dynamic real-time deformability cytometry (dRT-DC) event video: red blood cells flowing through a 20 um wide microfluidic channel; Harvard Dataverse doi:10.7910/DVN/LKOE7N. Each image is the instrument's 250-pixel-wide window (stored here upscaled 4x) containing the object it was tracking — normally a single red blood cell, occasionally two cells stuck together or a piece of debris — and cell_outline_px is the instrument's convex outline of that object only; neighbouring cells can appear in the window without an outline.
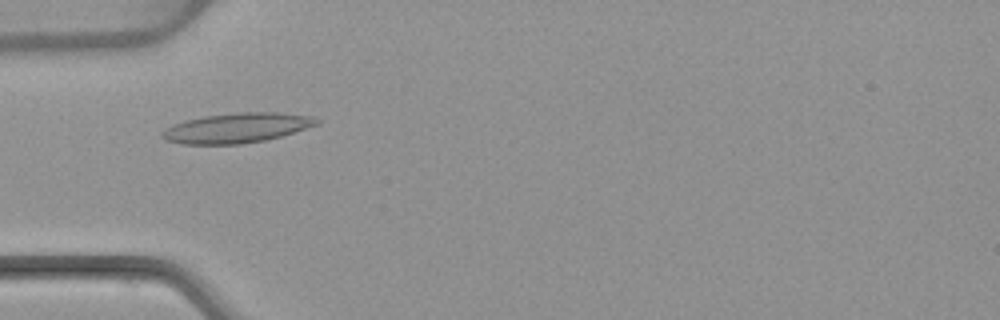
{"species": "common noctule bat (a hibernating species)", "species_latin": "Nyctalus noctula", "temperature_condition": "warm", "stored_images_in_passage": 53, "camera_frame_rate_fps": 3000, "um_per_image_px": 0.085, "animal": {"sex": "female", "body_mass_g": 22.7, "forearm_length_mm": 54.2}, "frame": {"image": 1, "passage_image": 17, "time_ms": 5.333, "image_size_px": [1000, 320], "cell_outline_px": [[320, 124], [280, 136], [264, 140], [240, 144], [184, 144], [168, 140], [160, 136], [160, 132], [184, 120], [204, 116], [236, 112], [276, 112], [312, 116], [320, 120]], "centroid_in_image_um": [20.16, 10.86], "position_along_channel_um": 64.8, "area_um2": 26.7}}
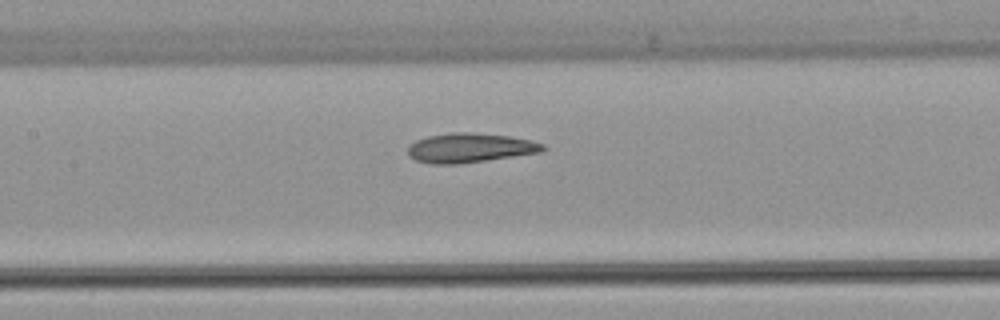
{"frame": {"image": 2, "passage_image": 25, "time_ms": 8.0, "image_size_px": [1000, 320], "cell_outline_px": [[548, 148], [540, 152], [456, 164], [432, 164], [416, 160], [408, 156], [408, 144], [416, 140], [428, 136], [452, 132], [468, 132], [508, 136], [528, 140], [544, 144]], "centroid_in_image_um": [39.89, 12.56], "position_along_channel_um": 167.5, "area_um2": 22.89}}
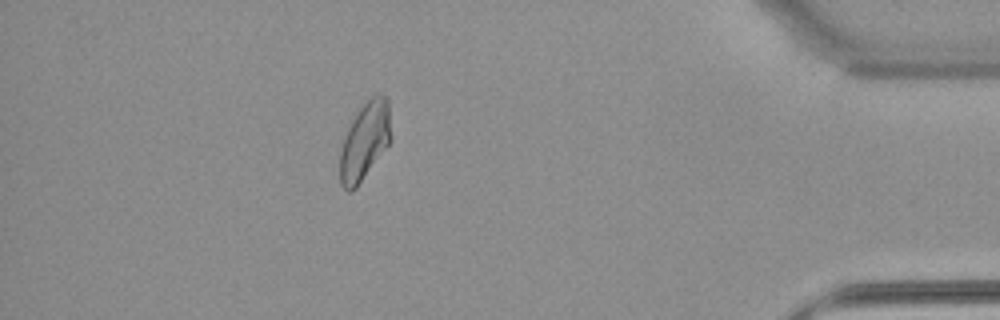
{"frame": {"image": 3, "passage_image": 47, "time_ms": 15.333, "image_size_px": [1000, 320], "cell_outline_px": [[392, 140], [356, 188], [352, 192], [348, 192], [340, 184], [340, 152], [344, 136], [352, 120], [360, 108], [372, 96], [380, 92], [388, 100], [392, 136]], "centroid_in_image_um": [31.02, 12.0], "position_along_channel_um": 404.2, "area_um2": 23.18}, "authors_computed_cell_mechanics": {"area_um2": 23.5824, "velocity_mm_per_s": 3.868, "shape_relaxation_time_tau1_ms": null, "shape_relaxation_time_tau2_ms": 3.6346, "deformation_change_tau1": null, "deformation_change_tau2": 0.0955}}